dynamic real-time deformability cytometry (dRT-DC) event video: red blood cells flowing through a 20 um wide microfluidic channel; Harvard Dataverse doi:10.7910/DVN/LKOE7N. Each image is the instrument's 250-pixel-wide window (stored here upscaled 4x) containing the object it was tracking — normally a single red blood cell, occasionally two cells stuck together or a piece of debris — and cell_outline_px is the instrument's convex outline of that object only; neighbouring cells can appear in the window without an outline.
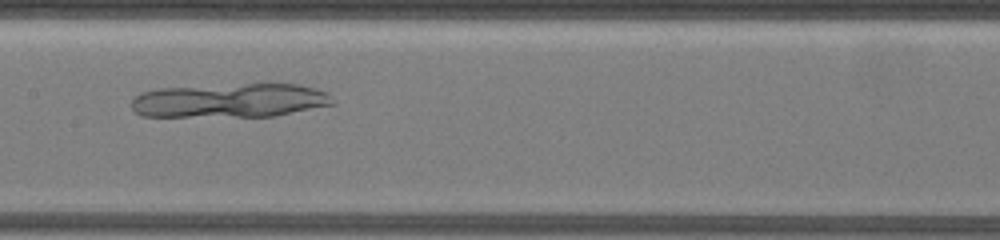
{"species": "common noctule bat (a hibernating species)", "species_latin": "Nyctalus noctula", "temperature_condition": "warm", "stored_images_in_passage": 25, "camera_frame_rate_fps": 3000, "um_per_image_px": 0.085, "animal": {"sex": "female", "body_mass_g": 19.5, "forearm_length_mm": 54.1}, "frame": {"image": 1, "passage_image": 12, "time_ms": 10.0, "image_size_px": [1000, 240], "cell_outline_px": [[336, 104], [276, 116], [140, 116], [132, 108], [132, 100], [140, 92], [160, 88], [244, 84], [300, 84], [316, 88], [328, 92], [336, 100]], "centroid_in_image_um": [19.63, 8.54], "position_along_channel_um": 187.8, "area_um2": 40.11}}
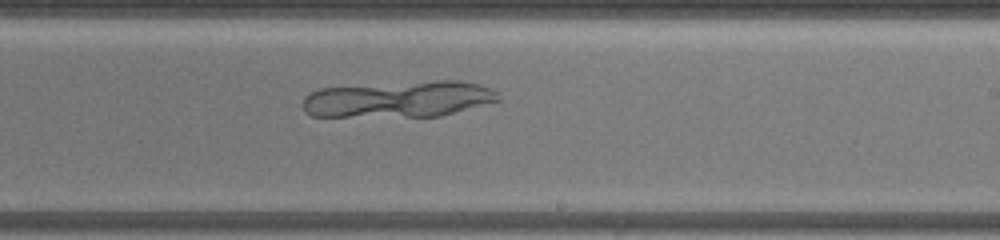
{"frame": {"image": 2, "passage_image": 15, "time_ms": 12.333, "image_size_px": [1000, 240], "cell_outline_px": [[500, 100], [440, 116], [312, 116], [304, 112], [304, 96], [320, 88], [436, 80], [460, 80], [480, 84], [492, 88], [496, 92]], "centroid_in_image_um": [33.91, 8.42], "position_along_channel_um": 255.1, "area_um2": 41.1}}